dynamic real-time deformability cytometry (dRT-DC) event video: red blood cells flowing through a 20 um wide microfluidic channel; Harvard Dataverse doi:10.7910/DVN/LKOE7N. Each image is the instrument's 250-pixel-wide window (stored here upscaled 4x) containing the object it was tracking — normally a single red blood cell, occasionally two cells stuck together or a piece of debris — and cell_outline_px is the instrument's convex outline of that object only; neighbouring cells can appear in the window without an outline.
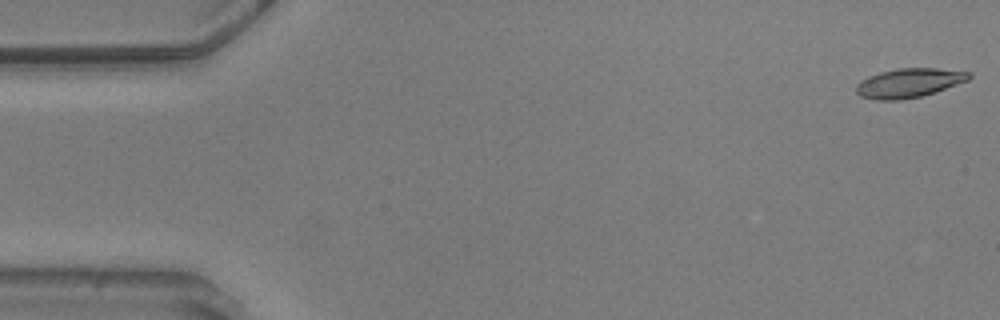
{"species": "common noctule bat (a hibernating species)", "species_latin": "Nyctalus noctula", "temperature_condition": "warm", "stored_images_in_passage": 56, "camera_frame_rate_fps": 3000, "um_per_image_px": 0.085, "animal": {"sex": "male", "body_mass_g": 20.5, "forearm_length_mm": 52.5}, "frame": {"image": 1, "passage_image": 1, "time_ms": 0.0, "image_size_px": [1000, 320], "cell_outline_px": [[972, 76], [968, 80], [920, 96], [900, 100], [876, 100], [860, 96], [856, 92], [856, 84], [868, 76], [880, 72], [896, 68], [936, 68], [972, 72]], "centroid_in_image_um": [77.23, 7.04], "position_along_channel_um": 7.8, "area_um2": 19.02}}
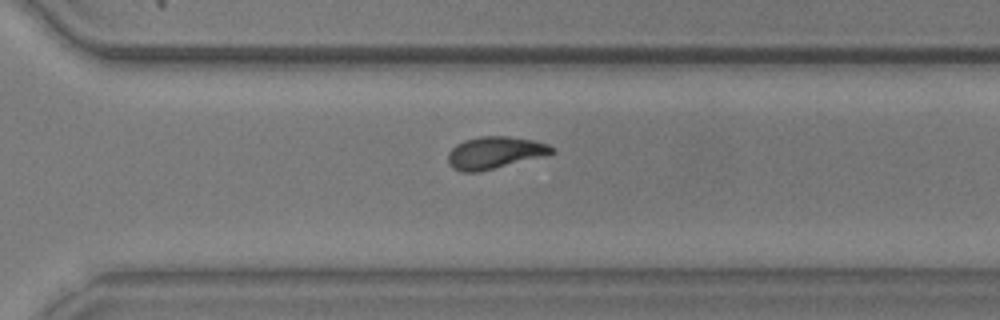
{"frame": {"image": 2, "passage_image": 39, "time_ms": 12.667, "image_size_px": [1000, 320], "cell_outline_px": [[556, 152], [548, 156], [476, 172], [460, 172], [452, 168], [448, 160], [448, 152], [456, 144], [464, 140], [480, 136], [508, 136], [536, 140], [548, 144], [556, 148]], "centroid_in_image_um": [42.11, 12.97], "position_along_channel_um": 328.5, "area_um2": 19.77}}
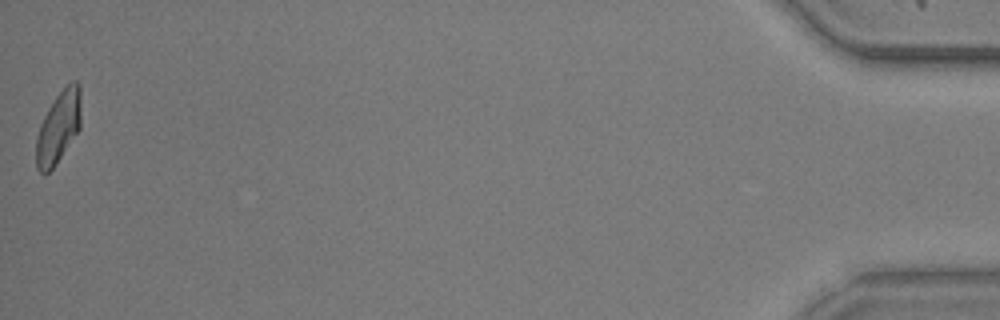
{"frame": {"image": 3, "passage_image": 56, "time_ms": 18.333, "image_size_px": [1000, 320], "cell_outline_px": [[80, 128], [52, 168], [44, 176], [36, 168], [36, 136], [40, 124], [48, 108], [56, 96], [72, 80], [76, 80], [80, 84]], "centroid_in_image_um": [4.95, 10.81], "position_along_channel_um": 430.2, "area_um2": 18.61}, "authors_computed_cell_mechanics": {"area_um2": 19.3341, "velocity_mm_per_s": 3.5882, "shape_relaxation_time_tau1_ms": 4.4421, "shape_relaxation_time_tau2_ms": 1.821, "deformation_change_tau1": 0.1698, "deformation_change_tau2": 0.0726}}